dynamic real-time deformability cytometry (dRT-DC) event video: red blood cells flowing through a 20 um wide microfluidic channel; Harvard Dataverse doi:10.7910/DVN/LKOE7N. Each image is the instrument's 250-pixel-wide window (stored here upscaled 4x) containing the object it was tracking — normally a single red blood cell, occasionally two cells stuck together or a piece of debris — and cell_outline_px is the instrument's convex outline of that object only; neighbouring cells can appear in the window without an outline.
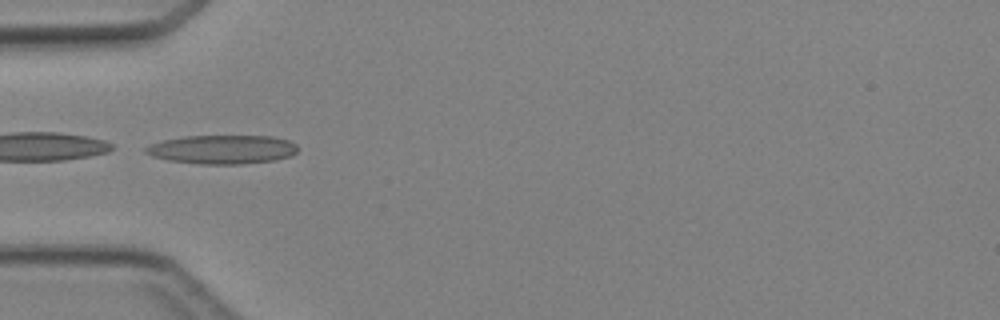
{"species": "Egyptian fruit bat (a non-hibernating species)", "species_latin": "Rousettus aegyptiacus", "temperature_condition": "cold", "stored_images_in_passage": 5, "camera_frame_rate_fps": 3000, "um_per_image_px": 0.085, "animal": {"sex": "female"}, "frame": {"image": 1, "passage_image": 5, "time_ms": 4.667, "image_size_px": [1000, 320], "cell_outline_px": [[296, 152], [292, 156], [276, 160], [240, 164], [200, 164], [168, 160], [152, 156], [144, 152], [144, 148], [152, 144], [164, 140], [184, 136], [272, 136], [288, 140], [296, 144]], "centroid_in_image_um": [18.91, 12.7], "position_along_channel_um": 66.1, "area_um2": 25.55}}